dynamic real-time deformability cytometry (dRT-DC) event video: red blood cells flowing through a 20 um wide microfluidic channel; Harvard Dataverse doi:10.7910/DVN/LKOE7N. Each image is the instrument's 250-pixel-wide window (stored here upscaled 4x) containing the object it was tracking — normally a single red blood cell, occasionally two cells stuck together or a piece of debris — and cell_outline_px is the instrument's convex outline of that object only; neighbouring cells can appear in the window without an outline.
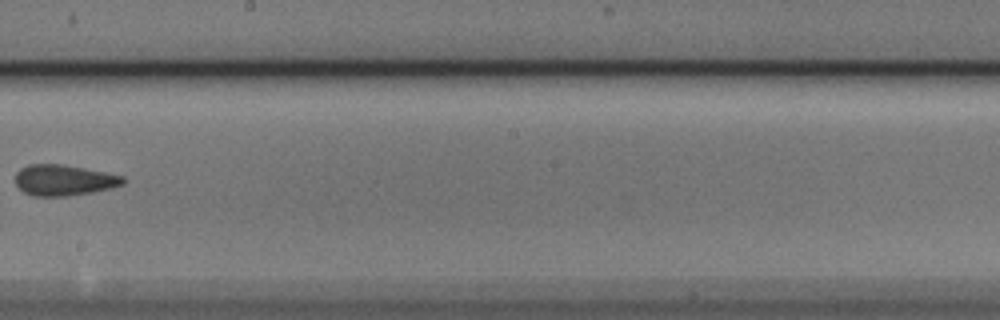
{"species": "Egyptian fruit bat (a non-hibernating species)", "species_latin": "Rousettus aegyptiacus", "temperature_condition": "cold", "stored_images_in_passage": 10, "camera_frame_rate_fps": 3000, "um_per_image_px": 0.085, "animal": {"sex": "male"}, "frame": {"image": 1, "passage_image": 9, "time_ms": 2.667, "image_size_px": [1000, 320], "cell_outline_px": [[124, 184], [112, 188], [92, 192], [64, 196], [32, 196], [24, 192], [16, 184], [16, 172], [20, 168], [28, 164], [64, 164], [108, 172], [124, 176]], "centroid_in_image_um": [5.44, 15.3], "position_along_channel_um": 242.8, "area_um2": 19.54}}
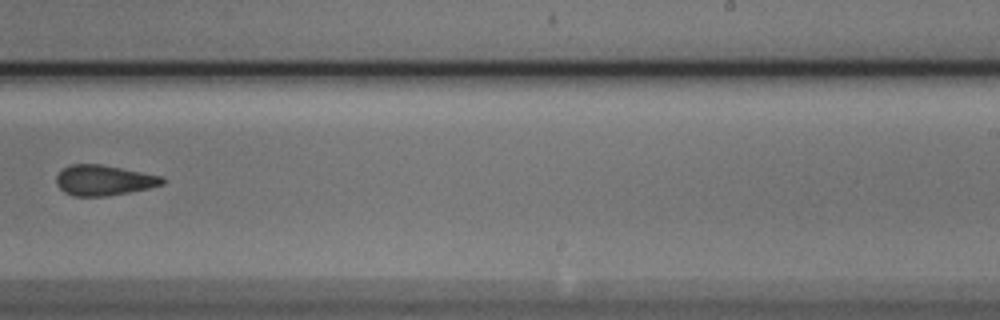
{"frame": {"image": 2, "passage_image": 10, "time_ms": 3.0, "image_size_px": [1000, 320], "cell_outline_px": [[164, 184], [148, 188], [128, 192], [104, 196], [72, 196], [64, 192], [56, 184], [56, 176], [64, 168], [72, 164], [100, 164], [164, 176]], "centroid_in_image_um": [8.82, 15.32], "position_along_channel_um": 280.2, "area_um2": 18.67}}